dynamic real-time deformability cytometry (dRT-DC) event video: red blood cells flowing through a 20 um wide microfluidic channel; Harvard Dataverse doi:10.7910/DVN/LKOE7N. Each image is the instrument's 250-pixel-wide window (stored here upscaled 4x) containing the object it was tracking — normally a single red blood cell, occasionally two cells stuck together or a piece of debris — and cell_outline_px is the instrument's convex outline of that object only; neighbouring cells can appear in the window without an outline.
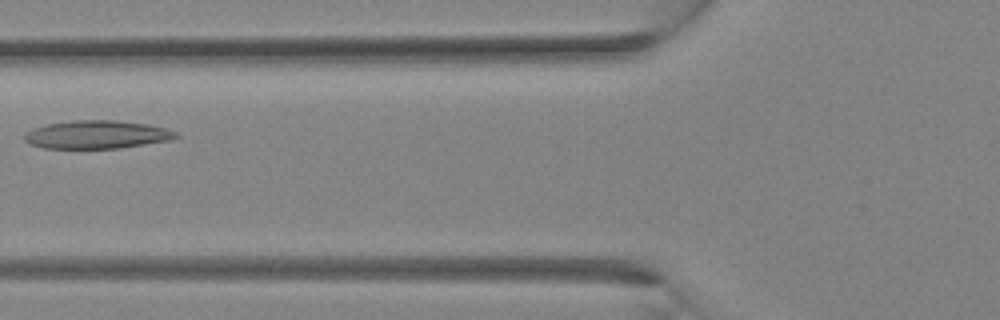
{"species": "Egyptian fruit bat (a non-hibernating species)", "species_latin": "Rousettus aegyptiacus", "temperature_condition": "room temperature", "stored_images_in_passage": 13, "camera_frame_rate_fps": 3000, "um_per_image_px": 0.085, "animal": {"sex": "female"}, "frame": {"image": 1, "passage_image": 10, "time_ms": 3.0, "image_size_px": [1000, 320], "cell_outline_px": [[180, 136], [168, 140], [120, 148], [44, 148], [28, 144], [24, 140], [24, 136], [32, 128], [48, 124], [72, 120], [116, 120], [148, 124], [164, 128], [176, 132]], "centroid_in_image_um": [8.2, 11.43], "position_along_channel_um": 117.6, "area_um2": 24.74}}
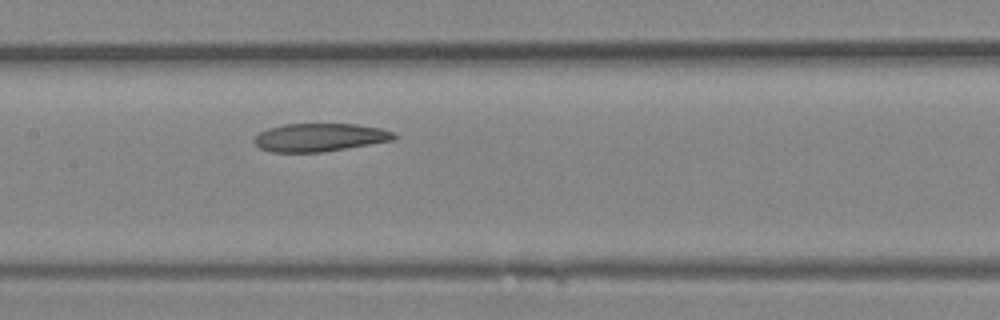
{"frame": {"image": 2, "passage_image": 13, "time_ms": 4.0, "image_size_px": [1000, 320], "cell_outline_px": [[396, 136], [392, 140], [320, 152], [272, 152], [260, 148], [252, 140], [260, 132], [268, 128], [284, 124], [356, 124], [380, 128], [392, 132]], "centroid_in_image_um": [27.11, 11.67], "position_along_channel_um": 180.3, "area_um2": 22.54}}